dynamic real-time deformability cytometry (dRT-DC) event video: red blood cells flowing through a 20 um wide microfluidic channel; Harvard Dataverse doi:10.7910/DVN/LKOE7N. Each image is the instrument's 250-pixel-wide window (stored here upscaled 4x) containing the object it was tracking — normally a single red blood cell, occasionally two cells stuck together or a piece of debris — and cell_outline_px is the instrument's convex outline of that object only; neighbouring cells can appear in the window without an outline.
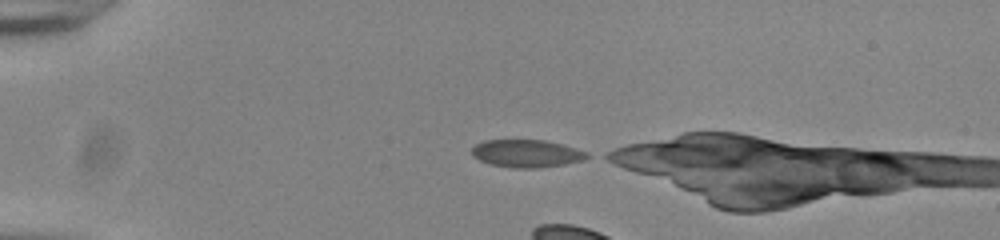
{"species": "common noctule bat (a hibernating species)", "species_latin": "Nyctalus noctula", "temperature_condition": "room temperature", "stored_images_in_passage": 5, "camera_frame_rate_fps": 3000, "um_per_image_px": 0.085, "animal": {"sex": "male", "body_mass_g": 20.0, "forearm_length_mm": 53.3}, "frame": {"image": 1, "passage_image": 1, "time_ms": 0.0, "image_size_px": [1000, 240], "cell_outline_px": [[592, 156], [584, 160], [564, 164], [536, 168], [512, 168], [492, 164], [480, 160], [472, 156], [472, 148], [476, 144], [484, 140], [544, 140], [564, 144], [588, 152]], "centroid_in_image_um": [44.81, 13.04], "position_along_channel_um": 40.2, "area_um2": 18.67}}